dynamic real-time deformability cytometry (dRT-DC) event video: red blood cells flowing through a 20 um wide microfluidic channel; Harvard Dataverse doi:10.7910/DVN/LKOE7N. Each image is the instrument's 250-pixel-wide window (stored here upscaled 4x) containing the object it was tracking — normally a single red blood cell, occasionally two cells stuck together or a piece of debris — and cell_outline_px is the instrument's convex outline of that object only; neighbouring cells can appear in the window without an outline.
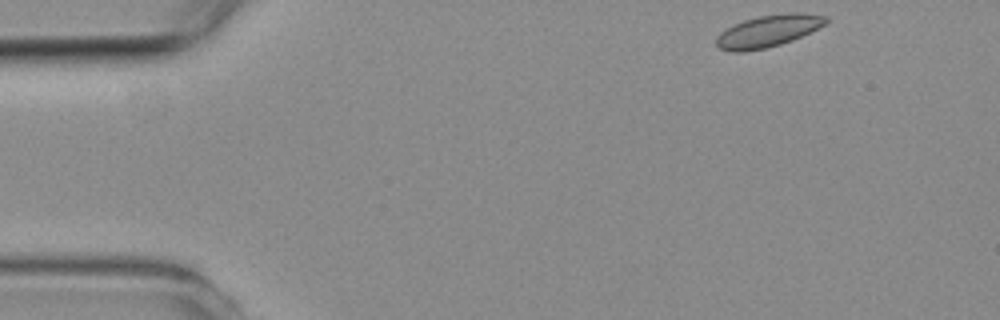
{"species": "common noctule bat (a hibernating species)", "species_latin": "Nyctalus noctula", "temperature_condition": "room temperature", "stored_images_in_passage": 5, "camera_frame_rate_fps": 3000, "um_per_image_px": 0.085, "animal": {"sex": "female", "body_mass_g": 19.3, "forearm_length_mm": 54.1}, "frame": {"image": 1, "passage_image": 1, "time_ms": 0.0, "image_size_px": [1000, 320], "cell_outline_px": [[828, 20], [824, 24], [792, 40], [780, 44], [764, 48], [744, 52], [732, 52], [716, 48], [716, 36], [720, 32], [744, 20], [760, 16], [788, 12], [800, 12], [828, 16]], "centroid_in_image_um": [65.25, 2.64], "position_along_channel_um": 19.7, "area_um2": 20.23}}
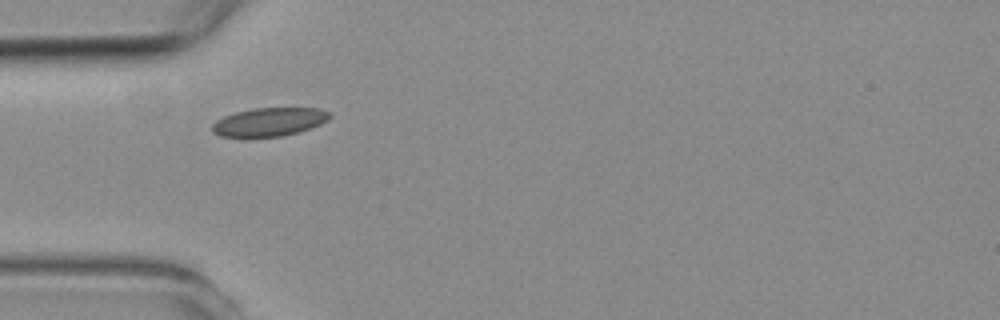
{"frame": {"image": 2, "passage_image": 4, "time_ms": 3.333, "image_size_px": [1000, 320], "cell_outline_px": [[332, 116], [328, 120], [320, 124], [296, 132], [280, 136], [220, 136], [212, 132], [212, 124], [216, 120], [224, 116], [236, 112], [252, 108], [320, 108], [328, 112]], "centroid_in_image_um": [22.87, 10.34], "position_along_channel_um": 62.1, "area_um2": 19.19}}
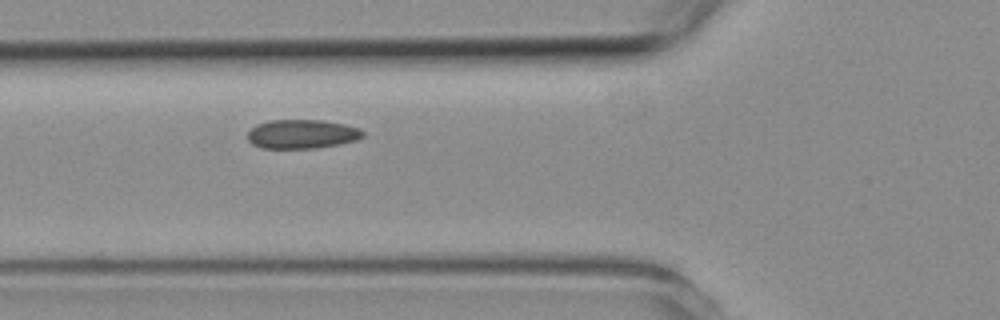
{"frame": {"image": 3, "passage_image": 5, "time_ms": 4.333, "image_size_px": [1000, 320], "cell_outline_px": [[364, 136], [356, 140], [340, 144], [316, 148], [260, 148], [252, 144], [248, 140], [248, 132], [256, 124], [268, 120], [324, 120], [344, 124], [360, 128], [364, 132]], "centroid_in_image_um": [25.67, 11.39], "position_along_channel_um": 100.1, "area_um2": 19.65}}